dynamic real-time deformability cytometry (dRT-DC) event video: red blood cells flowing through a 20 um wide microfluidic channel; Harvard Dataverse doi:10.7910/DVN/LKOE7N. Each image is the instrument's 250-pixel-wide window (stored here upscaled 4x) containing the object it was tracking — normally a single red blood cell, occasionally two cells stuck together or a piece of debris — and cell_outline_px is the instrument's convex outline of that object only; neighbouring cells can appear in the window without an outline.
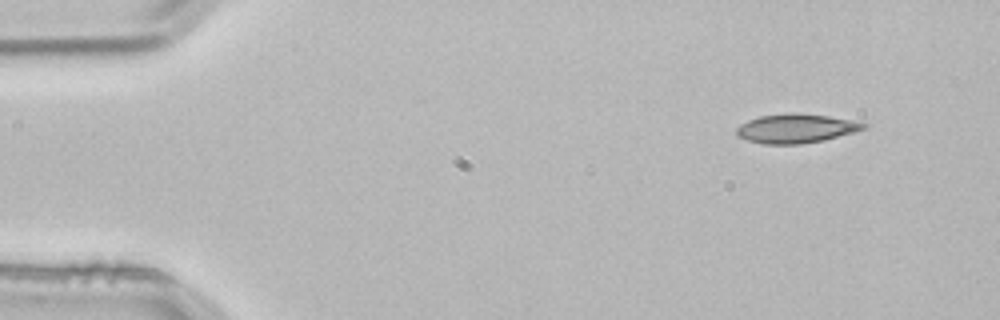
{"species": "common noctule bat (a hibernating species)", "species_latin": "Nyctalus noctula", "temperature_condition": "room temperature", "stored_images_in_passage": 2, "camera_frame_rate_fps": 3000, "um_per_image_px": 0.085, "animal": {"sex": "male", "body_mass_g": 21.5, "forearm_length_mm": 52.0}, "frame": {"image": 1, "passage_image": 1, "time_ms": 0.0, "image_size_px": [1000, 320], "cell_outline_px": [[868, 128], [824, 140], [800, 144], [764, 144], [748, 140], [736, 136], [736, 128], [740, 124], [748, 120], [760, 116], [792, 112], [796, 112], [828, 116], [852, 120], [868, 124]], "centroid_in_image_um": [67.65, 10.91], "position_along_channel_um": 17.3, "area_um2": 21.62}}
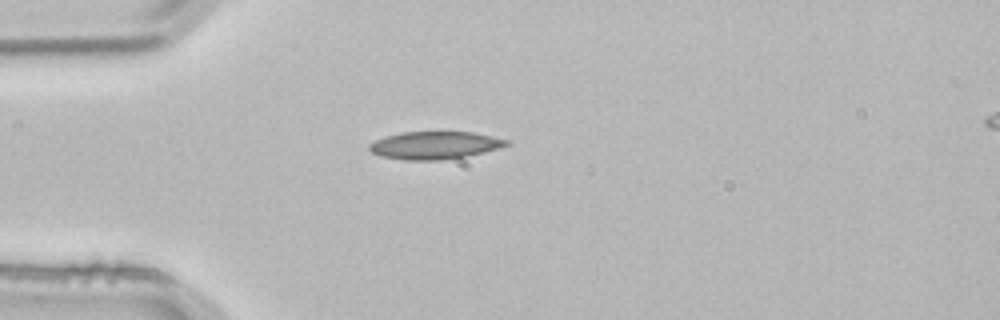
{"frame": {"image": 2, "passage_image": 2, "time_ms": 0.333, "image_size_px": [1000, 320], "cell_outline_px": [[512, 144], [500, 148], [468, 156], [440, 160], [404, 160], [380, 156], [372, 152], [368, 148], [368, 144], [384, 136], [400, 132], [472, 132], [512, 140]], "centroid_in_image_um": [36.98, 12.34], "position_along_channel_um": 48.0, "area_um2": 22.37}}